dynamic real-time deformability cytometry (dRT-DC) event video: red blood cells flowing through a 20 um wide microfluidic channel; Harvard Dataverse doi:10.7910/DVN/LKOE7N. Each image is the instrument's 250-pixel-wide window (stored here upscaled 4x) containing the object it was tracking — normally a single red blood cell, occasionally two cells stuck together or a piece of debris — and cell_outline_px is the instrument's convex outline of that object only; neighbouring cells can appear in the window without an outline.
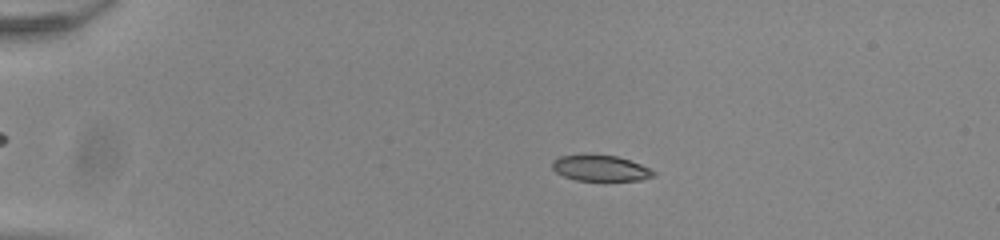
{"species": "common noctule bat (a hibernating species)", "species_latin": "Nyctalus noctula", "temperature_condition": "room temperature", "stored_images_in_passage": 52, "camera_frame_rate_fps": 3000, "um_per_image_px": 0.085, "animal": {"sex": "male", "body_mass_g": 20.0, "forearm_length_mm": 53.3}, "frame": {"image": 1, "passage_image": 10, "time_ms": 3.0, "image_size_px": [1000, 240], "cell_outline_px": [[656, 172], [652, 176], [640, 180], [576, 180], [564, 176], [556, 172], [552, 168], [552, 160], [560, 156], [616, 156], [640, 164]], "centroid_in_image_um": [51.01, 14.31], "position_along_channel_um": 34.0, "area_um2": 14.68}}
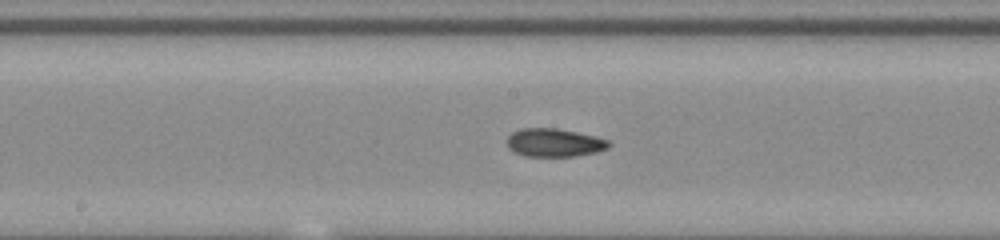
{"frame": {"image": 2, "passage_image": 28, "time_ms": 9.0, "image_size_px": [1000, 240], "cell_outline_px": [[612, 144], [608, 148], [596, 152], [576, 156], [524, 156], [508, 148], [504, 140], [512, 132], [520, 128], [556, 128], [596, 136], [608, 140]], "centroid_in_image_um": [47.09, 12.12], "position_along_channel_um": 201.1, "area_um2": 16.94}}
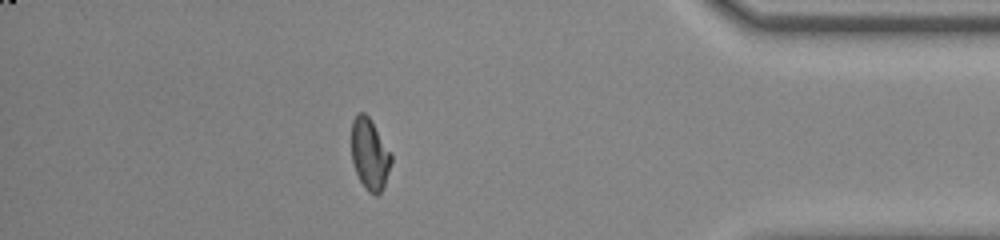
{"frame": {"image": 3, "passage_image": 46, "time_ms": 15.0, "image_size_px": [1000, 240], "cell_outline_px": [[392, 160], [384, 184], [380, 192], [376, 196], [368, 192], [364, 188], [356, 172], [352, 160], [352, 120], [360, 112], [364, 112], [368, 116], [392, 156]], "centroid_in_image_um": [31.41, 13.13], "position_along_channel_um": 403.8, "area_um2": 16.07}, "authors_computed_cell_mechanics": {"area_um2": 16.473, "velocity_mm_per_s": 3.9118, "shape_relaxation_time_tau1_ms": null, "shape_relaxation_time_tau2_ms": 3.0476, "deformation_change_tau1": null, "deformation_change_tau2": 0.0877}}